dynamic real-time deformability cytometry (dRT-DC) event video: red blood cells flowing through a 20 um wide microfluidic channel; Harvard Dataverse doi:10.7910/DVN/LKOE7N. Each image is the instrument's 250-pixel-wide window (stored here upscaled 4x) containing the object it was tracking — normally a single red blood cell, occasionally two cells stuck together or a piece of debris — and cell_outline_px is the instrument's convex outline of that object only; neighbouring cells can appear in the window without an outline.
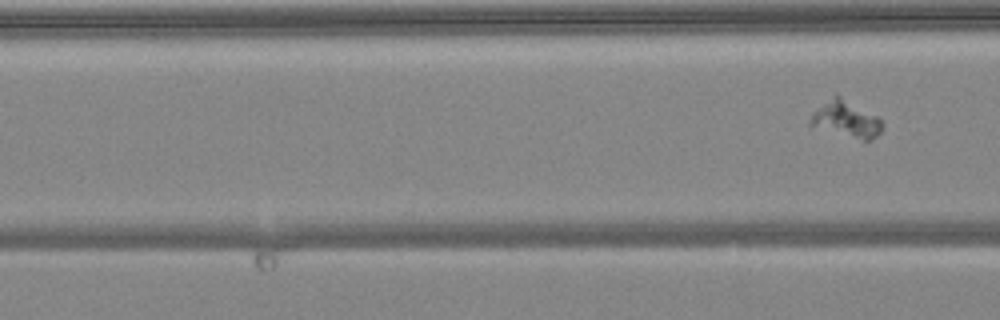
{"species": "common noctule bat (a hibernating species)", "species_latin": "Nyctalus noctula", "temperature_condition": "warm", "stored_images_in_passage": 6, "camera_frame_rate_fps": 3000, "um_per_image_px": 0.085, "animal": {"sex": "female", "body_mass_g": 24.6, "forearm_length_mm": 56.2}, "frame": {"image": 1, "passage_image": 6, "time_ms": 1.667, "image_size_px": [1000, 320], "cell_outline_px": [[884, 128], [872, 140], [864, 140], [808, 128], [808, 120], [812, 112], [836, 92], [876, 116], [884, 124]], "centroid_in_image_um": [71.84, 10.13], "position_along_channel_um": 94.8, "area_um2": 15.9}}